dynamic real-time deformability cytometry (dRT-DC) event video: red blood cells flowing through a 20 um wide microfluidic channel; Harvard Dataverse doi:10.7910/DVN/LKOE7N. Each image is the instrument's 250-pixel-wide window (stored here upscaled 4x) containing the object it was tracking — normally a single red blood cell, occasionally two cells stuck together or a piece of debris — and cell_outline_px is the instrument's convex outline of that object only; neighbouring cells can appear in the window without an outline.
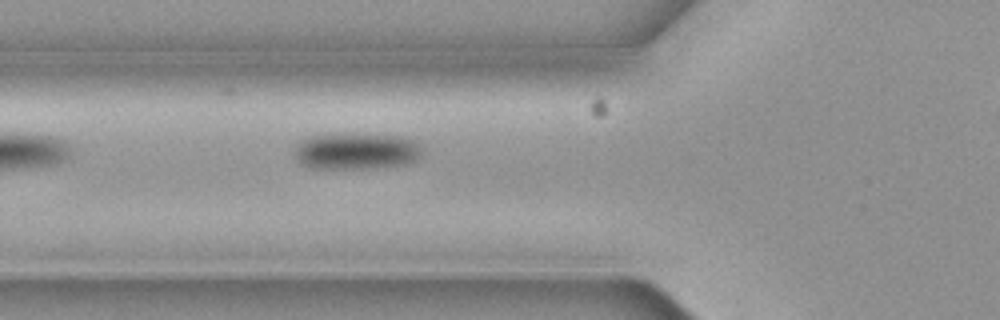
{"species": "common noctule bat (a hibernating species)", "species_latin": "Nyctalus noctula", "temperature_condition": "cold", "stored_images_in_passage": 2, "camera_frame_rate_fps": 3000, "um_per_image_px": 0.085, "animal": {"sex": "female", "body_mass_g": 19.3, "forearm_length_mm": 54.1}, "frame": {"image": 1, "passage_image": 2, "time_ms": 0.333, "image_size_px": [1000, 320], "cell_outline_px": [[420, 156], [416, 160], [408, 164], [376, 168], [312, 168], [304, 164], [296, 156], [296, 144], [300, 140], [312, 136], [344, 132], [348, 132], [400, 136], [412, 140], [420, 148]], "centroid_in_image_um": [30.29, 12.82], "position_along_channel_um": 95.5, "area_um2": 27.34}}